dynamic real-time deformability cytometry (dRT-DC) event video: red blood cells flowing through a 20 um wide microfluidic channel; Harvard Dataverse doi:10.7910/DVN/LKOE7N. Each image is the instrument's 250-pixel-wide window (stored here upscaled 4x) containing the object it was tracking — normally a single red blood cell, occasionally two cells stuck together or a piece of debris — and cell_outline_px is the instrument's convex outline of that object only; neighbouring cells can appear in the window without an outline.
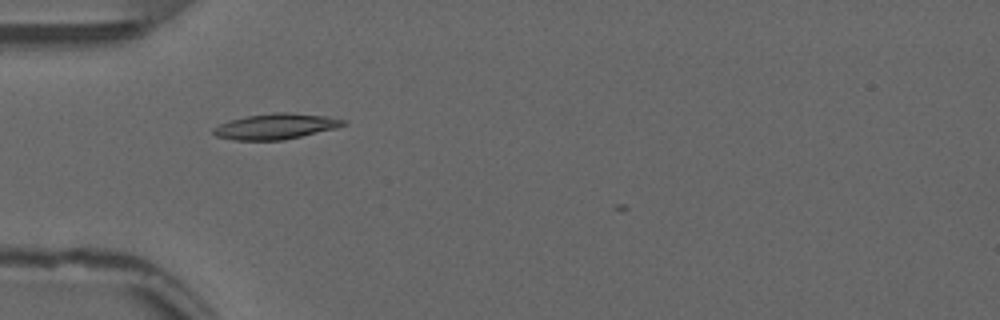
{"species": "common noctule bat (a hibernating species)", "species_latin": "Nyctalus noctula", "temperature_condition": "warm", "stored_images_in_passage": 7, "camera_frame_rate_fps": 3000, "um_per_image_px": 0.085, "animal": {"sex": "male", "forearm_length_mm": 52.5}, "frame": {"image": 1, "passage_image": 4, "time_ms": 1.0, "image_size_px": [1000, 320], "cell_outline_px": [[348, 124], [336, 128], [284, 140], [232, 140], [216, 136], [212, 132], [212, 128], [228, 120], [248, 116], [276, 112], [288, 112], [324, 116], [348, 120]], "centroid_in_image_um": [23.44, 10.74], "position_along_channel_um": 61.6, "area_um2": 19.42}}